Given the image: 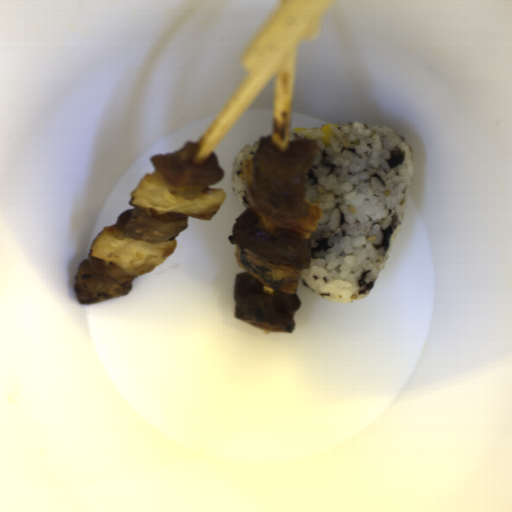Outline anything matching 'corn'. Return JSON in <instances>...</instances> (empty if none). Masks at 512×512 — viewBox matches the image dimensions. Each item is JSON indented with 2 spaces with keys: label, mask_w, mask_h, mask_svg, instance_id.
<instances>
[{
  "label": "corn",
  "mask_w": 512,
  "mask_h": 512,
  "mask_svg": "<svg viewBox=\"0 0 512 512\" xmlns=\"http://www.w3.org/2000/svg\"><path fill=\"white\" fill-rule=\"evenodd\" d=\"M331 126H338L339 127V124H334L333 123V124L323 125L322 127H320L322 132H323V134L325 135V136L320 137V138L324 142L326 148L330 147V145H331L330 139L333 136V131L331 129Z\"/></svg>",
  "instance_id": "obj_1"
}]
</instances>
